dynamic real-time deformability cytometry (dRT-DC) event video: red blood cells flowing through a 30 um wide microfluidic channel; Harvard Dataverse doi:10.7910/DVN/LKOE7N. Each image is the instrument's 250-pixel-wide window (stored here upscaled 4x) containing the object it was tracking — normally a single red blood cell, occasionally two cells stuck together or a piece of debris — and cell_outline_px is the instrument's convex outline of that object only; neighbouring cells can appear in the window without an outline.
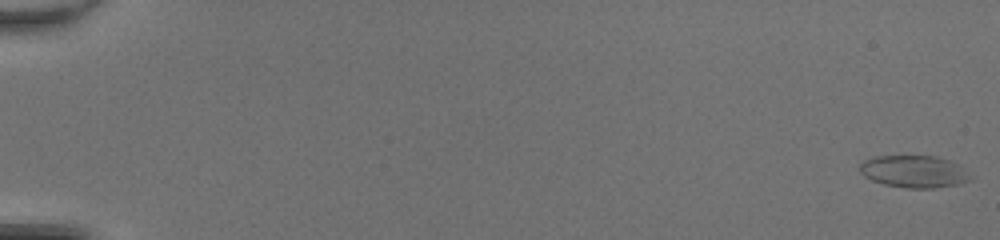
{"species": "common noctule bat (a hibernating species)", "species_latin": "Nyctalus noctula", "temperature_condition": "room temperature", "stored_images_in_passage": 18, "camera_frame_rate_fps": 3000, "um_per_image_px": 0.085, "animal": {"sex": "female", "body_mass_g": 20.0, "forearm_length_mm": 54.0}, "frame": {"image": 1, "passage_image": 1, "time_ms": 0.0, "image_size_px": [1000, 240], "cell_outline_px": [[972, 180], [960, 184], [932, 188], [908, 188], [884, 184], [872, 180], [864, 176], [860, 172], [860, 164], [864, 160], [872, 156], [936, 156], [960, 164], [972, 176]], "centroid_in_image_um": [77.72, 14.58], "position_along_channel_um": 7.3, "area_um2": 20.92}}
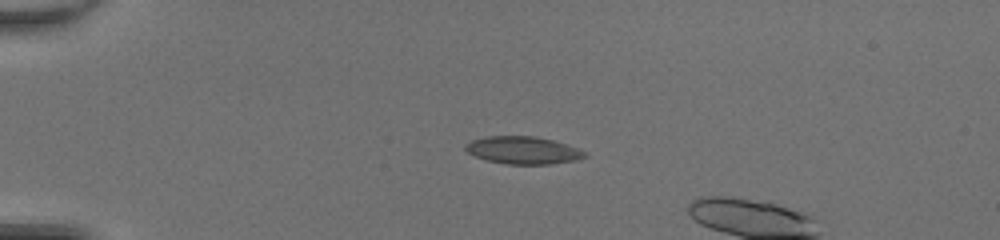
{"frame": {"image": 2, "passage_image": 14, "time_ms": 4.333, "image_size_px": [1000, 240], "cell_outline_px": [[588, 156], [576, 160], [548, 164], [508, 164], [488, 160], [476, 156], [468, 152], [464, 148], [464, 144], [472, 140], [488, 136], [536, 136], [552, 140], [588, 152]], "centroid_in_image_um": [44.46, 12.77], "position_along_channel_um": 40.5, "area_um2": 18.96}}